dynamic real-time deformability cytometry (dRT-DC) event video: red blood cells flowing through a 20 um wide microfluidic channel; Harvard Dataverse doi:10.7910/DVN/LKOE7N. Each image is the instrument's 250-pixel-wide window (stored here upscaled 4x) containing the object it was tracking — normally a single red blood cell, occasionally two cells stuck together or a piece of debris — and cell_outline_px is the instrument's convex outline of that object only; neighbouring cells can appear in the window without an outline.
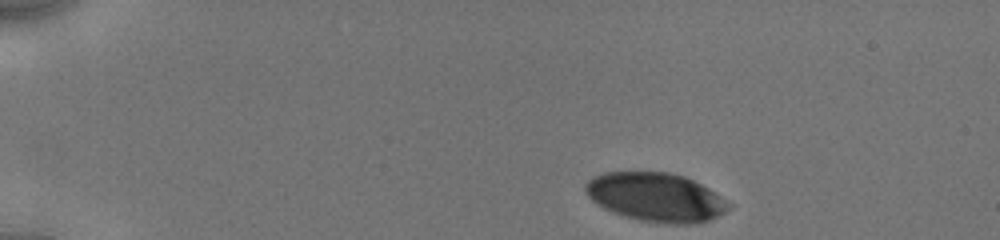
{"species": "human", "species_latin": "Homo sapiens", "temperature_condition": "cold", "stored_images_in_passage": 12, "camera_frame_rate_fps": 3000, "um_per_image_px": 0.085, "donor": {"sex": "male"}, "frame": {"image": 1, "passage_image": 1, "time_ms": 0.0, "image_size_px": [1000, 240], "cell_outline_px": [[732, 208], [708, 220], [692, 224], [668, 224], [640, 220], [624, 216], [604, 208], [596, 204], [588, 196], [584, 188], [584, 184], [588, 180], [604, 172], [668, 172], [684, 176], [708, 188], [732, 204]], "centroid_in_image_um": [55.74, 16.76], "position_along_channel_um": 29.3, "area_um2": 40.58}}
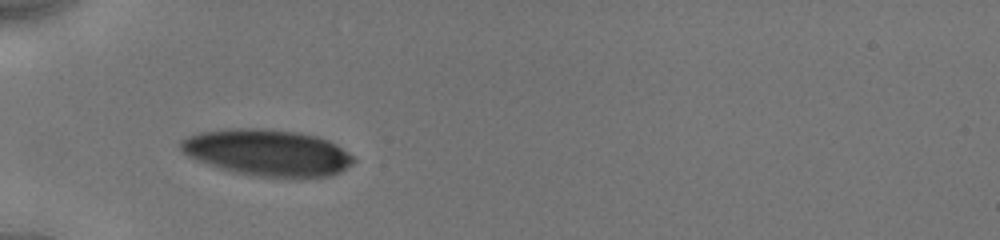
{"frame": {"image": 2, "passage_image": 11, "time_ms": 3.0, "image_size_px": [1000, 240], "cell_outline_px": [[356, 160], [352, 164], [340, 172], [332, 176], [300, 180], [256, 176], [232, 172], [208, 164], [188, 156], [180, 148], [180, 140], [188, 136], [200, 132], [228, 128], [260, 128], [300, 132], [316, 136], [328, 140], [336, 144], [348, 152]], "centroid_in_image_um": [22.78, 13.0], "position_along_channel_um": 62.2, "area_um2": 47.69}}